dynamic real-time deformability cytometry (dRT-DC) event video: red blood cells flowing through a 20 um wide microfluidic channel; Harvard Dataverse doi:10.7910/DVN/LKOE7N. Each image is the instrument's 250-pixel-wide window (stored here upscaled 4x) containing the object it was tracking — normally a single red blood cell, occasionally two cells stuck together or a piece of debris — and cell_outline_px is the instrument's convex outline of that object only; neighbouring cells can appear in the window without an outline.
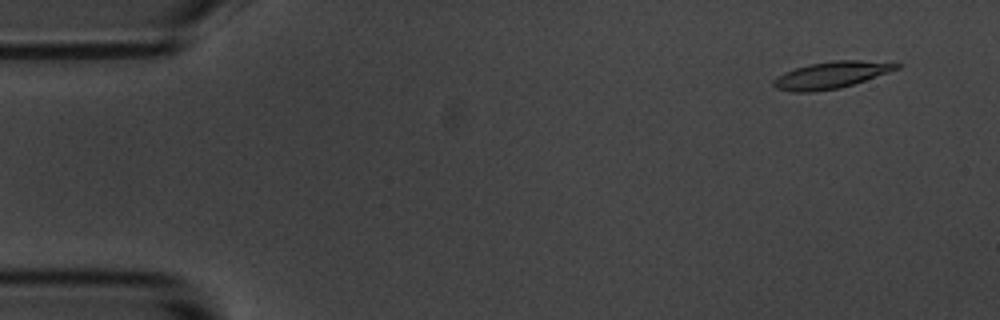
{"species": "common noctule bat (a hibernating species)", "species_latin": "Nyctalus noctula", "temperature_condition": "room temperature", "stored_images_in_passage": 6, "camera_frame_rate_fps": 3000, "um_per_image_px": 0.085, "animal": {"sex": "male", "body_mass_g": 20.1, "forearm_length_mm": 53.5}, "frame": {"image": 1, "passage_image": 2, "time_ms": 1.0, "image_size_px": [1000, 320], "cell_outline_px": [[900, 68], [840, 88], [812, 92], [788, 92], [776, 88], [772, 84], [772, 80], [776, 76], [784, 72], [808, 64], [832, 60], [860, 60], [900, 64]], "centroid_in_image_um": [70.56, 6.38], "position_along_channel_um": 14.4, "area_um2": 19.13}}
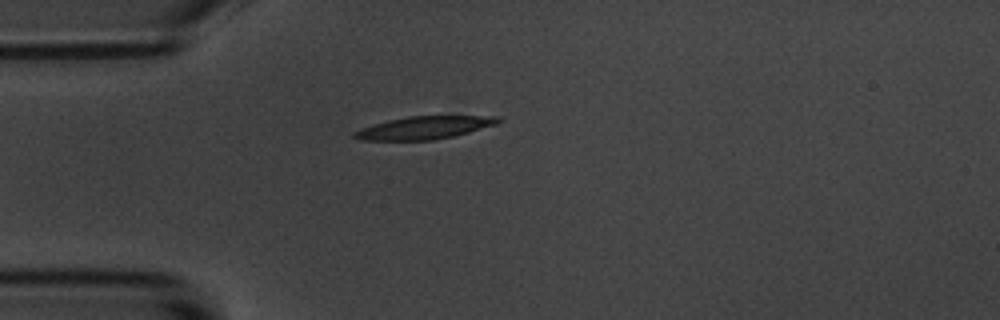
{"frame": {"image": 2, "passage_image": 5, "time_ms": 4.667, "image_size_px": [1000, 320], "cell_outline_px": [[500, 120], [496, 124], [468, 132], [452, 136], [432, 140], [360, 140], [352, 136], [352, 132], [372, 124], [388, 120], [408, 116], [500, 116]], "centroid_in_image_um": [36.01, 10.85], "position_along_channel_um": 49.0, "area_um2": 18.9}}